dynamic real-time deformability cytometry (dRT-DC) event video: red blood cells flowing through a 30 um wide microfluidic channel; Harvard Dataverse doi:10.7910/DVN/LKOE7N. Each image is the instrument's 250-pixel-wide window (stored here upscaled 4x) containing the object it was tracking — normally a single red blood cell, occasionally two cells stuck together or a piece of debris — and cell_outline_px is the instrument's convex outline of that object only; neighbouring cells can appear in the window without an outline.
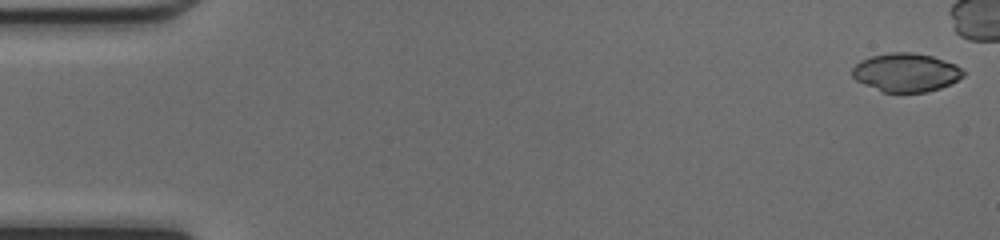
{"species": "common noctule bat (a hibernating species)", "species_latin": "Nyctalus noctula", "temperature_condition": "cold", "stored_images_in_passage": 39, "camera_frame_rate_fps": 3000, "um_per_image_px": 0.085, "animal": {"sex": "female", "body_mass_g": 17.0, "forearm_length_mm": 48.0}, "frame": {"image": 1, "passage_image": 1, "time_ms": 0.0, "image_size_px": [1000, 240], "cell_outline_px": [[964, 76], [940, 88], [928, 92], [884, 92], [864, 84], [856, 80], [852, 76], [852, 68], [860, 60], [872, 56], [888, 52], [912, 52], [932, 56], [956, 64], [964, 72]], "centroid_in_image_um": [76.99, 6.15], "position_along_channel_um": 8.0, "area_um2": 24.85}}
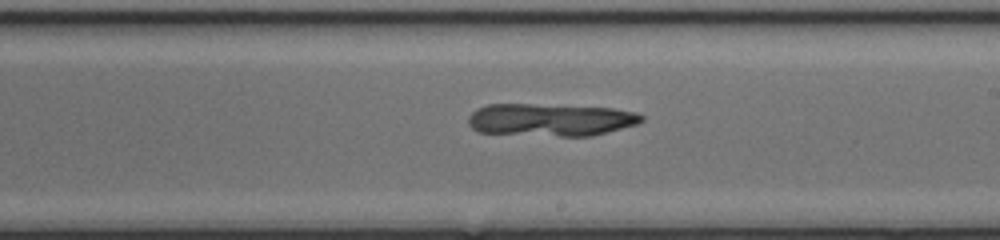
{"frame": {"image": 2, "passage_image": 28, "time_ms": 9.0, "image_size_px": [1000, 240], "cell_outline_px": [[644, 120], [636, 124], [592, 136], [560, 136], [476, 132], [468, 124], [468, 116], [476, 108], [488, 104], [532, 104], [612, 108], [636, 112], [644, 116]], "centroid_in_image_um": [46.76, 10.18], "position_along_channel_um": 242.2, "area_um2": 32.89}}
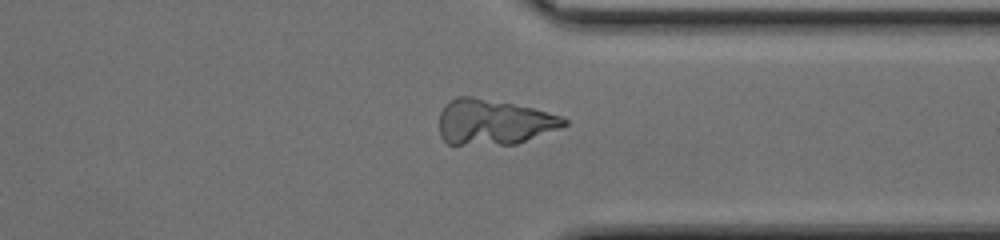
{"frame": {"image": 3, "passage_image": 37, "time_ms": 12.0, "image_size_px": [1000, 240], "cell_outline_px": [[568, 124], [516, 144], [448, 144], [440, 136], [440, 112], [456, 96], [472, 96], [532, 108], [560, 116], [568, 120]], "centroid_in_image_um": [41.94, 10.38], "position_along_channel_um": 369.5, "area_um2": 32.37}}